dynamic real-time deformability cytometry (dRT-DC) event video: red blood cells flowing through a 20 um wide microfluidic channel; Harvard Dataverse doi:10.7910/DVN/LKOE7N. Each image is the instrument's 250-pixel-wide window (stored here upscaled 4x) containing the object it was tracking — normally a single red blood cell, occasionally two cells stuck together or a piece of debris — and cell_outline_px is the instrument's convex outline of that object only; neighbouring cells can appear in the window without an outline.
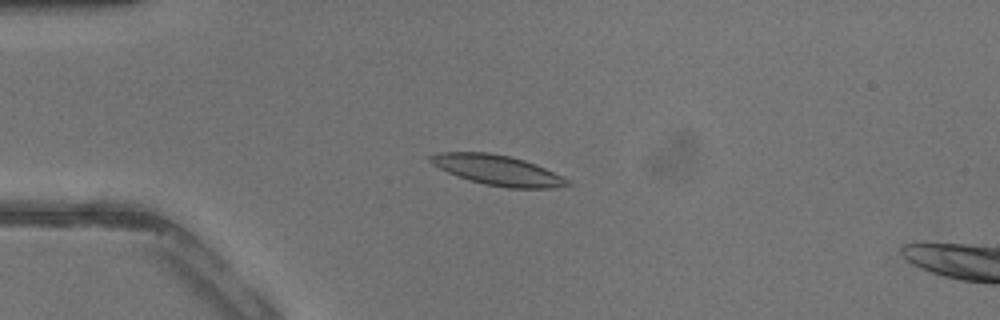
{"species": "common noctule bat (a hibernating species)", "species_latin": "Nyctalus noctula", "temperature_condition": "warm", "stored_images_in_passage": 41, "camera_frame_rate_fps": 3000, "um_per_image_px": 0.085, "animal": {"sex": "male", "body_mass_g": 13.3}, "frame": {"image": 1, "passage_image": 10, "time_ms": 3.0, "image_size_px": [1000, 320], "cell_outline_px": [[572, 184], [552, 188], [508, 188], [484, 184], [448, 172], [432, 164], [428, 160], [428, 156], [440, 152], [488, 152], [508, 156], [524, 160], [536, 164], [568, 180]], "centroid_in_image_um": [42.27, 14.46], "position_along_channel_um": 42.7, "area_um2": 23.64}}
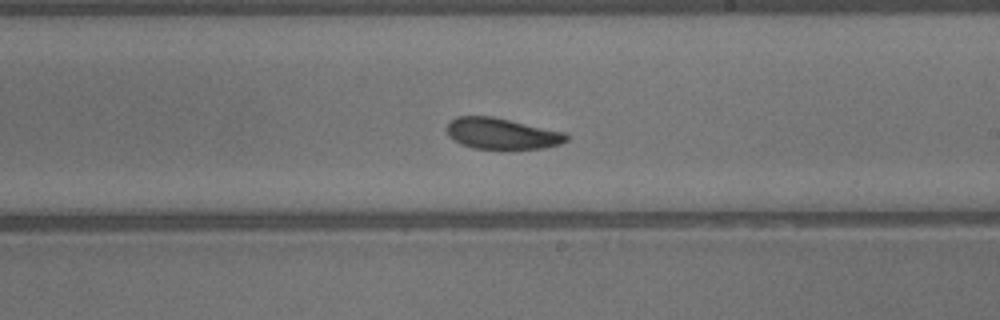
{"frame": {"image": 2, "passage_image": 24, "time_ms": 7.667, "image_size_px": [1000, 320], "cell_outline_px": [[568, 140], [560, 144], [544, 148], [500, 152], [472, 148], [460, 144], [452, 140], [448, 136], [444, 128], [456, 116], [492, 116], [564, 132], [568, 136]], "centroid_in_image_um": [42.61, 11.41], "position_along_channel_um": 246.4, "area_um2": 22.66}}
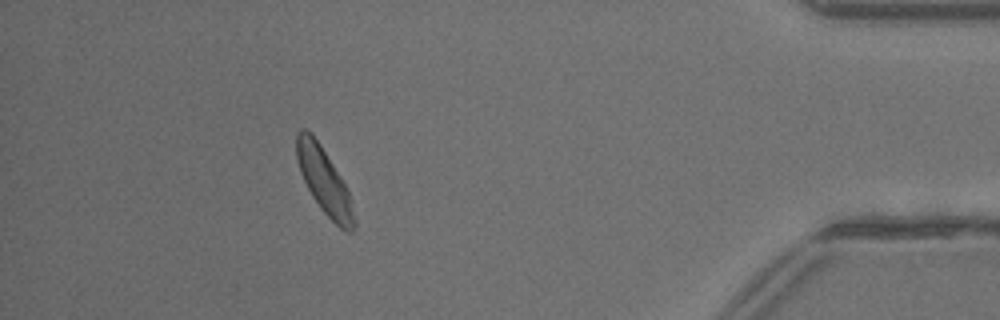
{"frame": {"image": 3, "passage_image": 37, "time_ms": 12.0, "image_size_px": [1000, 320], "cell_outline_px": [[356, 228], [352, 232], [348, 232], [340, 228], [320, 208], [312, 196], [300, 172], [296, 160], [296, 132], [300, 128], [304, 128], [312, 132], [320, 144], [340, 176], [348, 192], [356, 220]], "centroid_in_image_um": [27.54, 15.37], "position_along_channel_um": 407.7, "area_um2": 21.96}}